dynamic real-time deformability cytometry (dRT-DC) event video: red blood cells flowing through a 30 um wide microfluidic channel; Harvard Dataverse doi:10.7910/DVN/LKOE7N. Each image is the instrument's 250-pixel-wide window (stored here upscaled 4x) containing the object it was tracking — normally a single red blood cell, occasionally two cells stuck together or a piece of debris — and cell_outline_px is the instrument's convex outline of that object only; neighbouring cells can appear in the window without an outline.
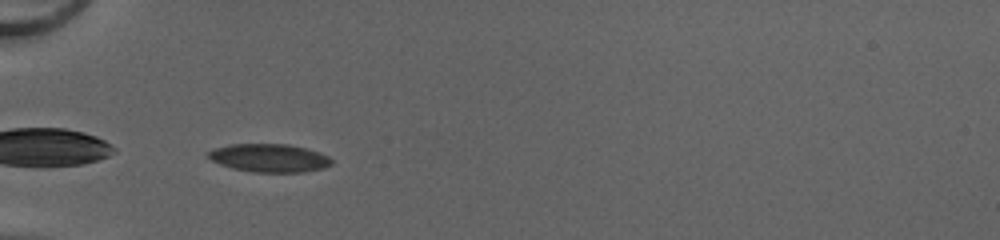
{"species": "common noctule bat (a hibernating species)", "species_latin": "Nyctalus noctula", "temperature_condition": "cold", "stored_images_in_passage": 30, "camera_frame_rate_fps": 3000, "um_per_image_px": 0.085, "animal": {"sex": "female", "body_mass_g": 20.0, "forearm_length_mm": 54.0}, "frame": {"image": 1, "passage_image": 2, "time_ms": 0.333, "image_size_px": [1000, 240], "cell_outline_px": [[332, 164], [324, 168], [304, 172], [256, 172], [232, 168], [220, 164], [212, 160], [208, 156], [208, 152], [216, 148], [232, 144], [288, 144], [320, 152], [328, 156], [332, 160]], "centroid_in_image_um": [22.93, 13.43], "position_along_channel_um": 62.1, "area_um2": 20.11}}
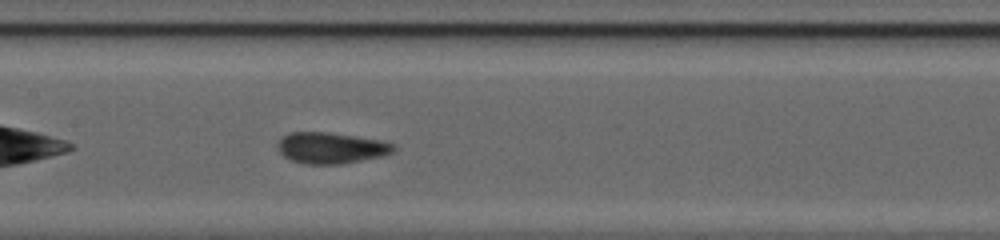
{"frame": {"image": 2, "passage_image": 11, "time_ms": 3.333, "image_size_px": [1000, 240], "cell_outline_px": [[396, 148], [392, 152], [380, 156], [344, 164], [304, 164], [288, 160], [276, 148], [276, 144], [280, 136], [288, 132], [328, 132], [356, 136], [380, 140], [396, 144]], "centroid_in_image_um": [28.07, 12.57], "position_along_channel_um": 179.3, "area_um2": 21.39}}
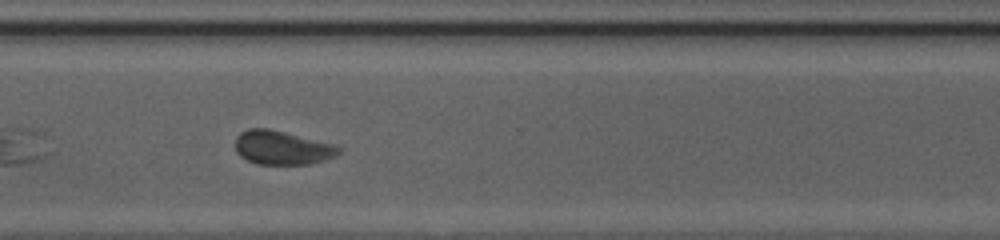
{"frame": {"image": 3, "passage_image": 23, "time_ms": 7.333, "image_size_px": [1000, 240], "cell_outline_px": [[344, 148], [336, 156], [324, 160], [308, 164], [256, 164], [240, 156], [236, 152], [236, 136], [240, 132], [248, 128], [268, 128], [336, 144]], "centroid_in_image_um": [24.01, 12.55], "position_along_channel_um": 346.6, "area_um2": 20.63}, "authors_computed_cell_mechanics": {"area_um2": 20.6346, "velocity_mm_per_s": 4.1963, "shape_relaxation_time_tau1_ms": 7.2418, "shape_relaxation_time_tau2_ms": 0.88, "deformation_change_tau1": 0.1551, "deformation_change_tau2": 0.0545}}